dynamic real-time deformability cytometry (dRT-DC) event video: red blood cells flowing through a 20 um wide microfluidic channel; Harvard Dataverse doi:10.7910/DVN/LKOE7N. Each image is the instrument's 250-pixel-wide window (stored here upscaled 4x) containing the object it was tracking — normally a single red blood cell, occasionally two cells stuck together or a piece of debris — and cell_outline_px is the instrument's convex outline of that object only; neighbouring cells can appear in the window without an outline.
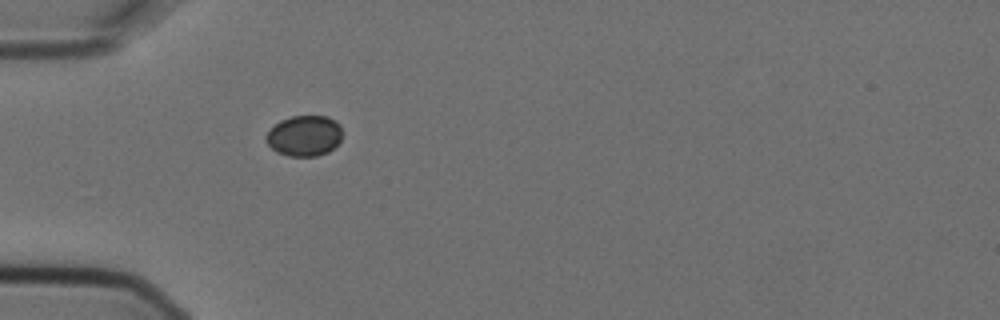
{"species": "Egyptian fruit bat (a non-hibernating species)", "species_latin": "Rousettus aegyptiacus", "temperature_condition": "cold", "stored_images_in_passage": 1, "camera_frame_rate_fps": 3000, "um_per_image_px": 0.085, "animal": {"sex": "female"}, "frame": {"image": 1, "passage_image": 1, "time_ms": 0.0, "image_size_px": [1000, 320], "cell_outline_px": [[340, 140], [328, 152], [316, 156], [288, 156], [276, 152], [264, 140], [264, 136], [280, 120], [292, 116], [328, 116], [336, 120], [340, 124]], "centroid_in_image_um": [25.85, 11.54], "position_along_channel_um": 59.2, "area_um2": 18.03}}